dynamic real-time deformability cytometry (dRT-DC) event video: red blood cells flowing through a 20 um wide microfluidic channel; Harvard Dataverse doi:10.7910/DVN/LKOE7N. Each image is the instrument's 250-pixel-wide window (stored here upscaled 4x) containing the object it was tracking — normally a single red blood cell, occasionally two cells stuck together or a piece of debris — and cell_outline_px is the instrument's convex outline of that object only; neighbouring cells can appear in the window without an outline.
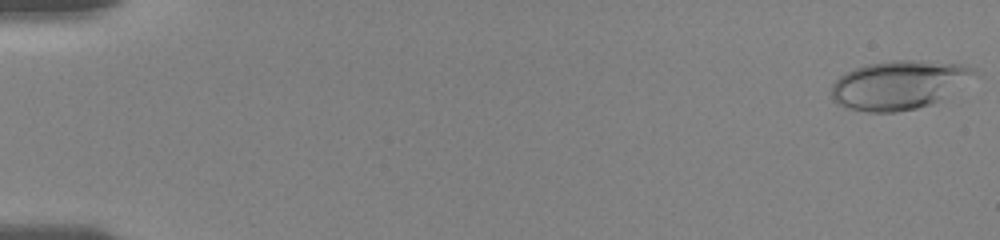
{"species": "human", "species_latin": "Homo sapiens", "temperature_condition": "room temperature", "stored_images_in_passage": 65, "camera_frame_rate_fps": 3000, "um_per_image_px": 0.085, "donor": {"sex": "female"}, "frame": {"image": 1, "passage_image": 1, "time_ms": 0.0, "image_size_px": [1000, 240], "cell_outline_px": [[980, 76], [936, 100], [928, 104], [916, 108], [896, 112], [868, 112], [844, 108], [836, 104], [832, 100], [832, 84], [840, 76], [856, 68], [868, 64], [892, 60], [912, 60], [960, 64], [976, 68]], "centroid_in_image_um": [76.41, 7.21], "position_along_channel_um": 8.6, "area_um2": 40.46}}
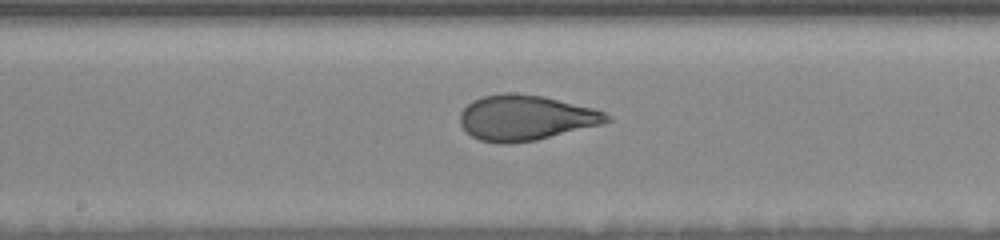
{"frame": {"image": 2, "passage_image": 39, "time_ms": 9.667, "image_size_px": [1000, 240], "cell_outline_px": [[612, 120], [600, 124], [536, 140], [504, 144], [500, 144], [480, 140], [472, 136], [460, 124], [460, 112], [472, 100], [484, 96], [504, 92], [512, 92], [544, 96], [592, 108], [604, 112], [612, 116]], "centroid_in_image_um": [44.66, 10.0], "position_along_channel_um": 203.5, "area_um2": 38.55}}
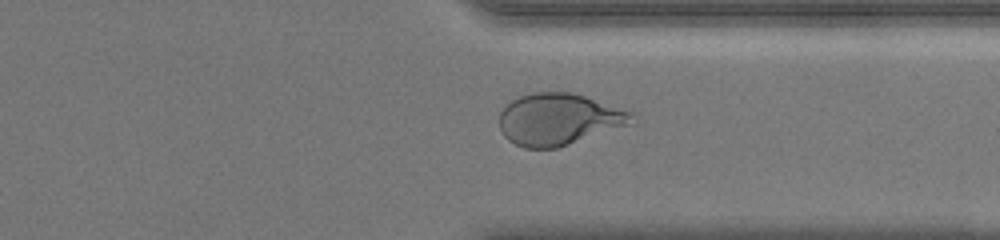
{"frame": {"image": 3, "passage_image": 52, "time_ms": 14.0, "image_size_px": [1000, 240], "cell_outline_px": [[636, 124], [556, 148], [524, 148], [508, 140], [504, 136], [500, 128], [500, 112], [512, 100], [520, 96], [532, 92], [568, 92], [584, 96], [636, 112]], "centroid_in_image_um": [47.59, 10.14], "position_along_channel_um": 363.8, "area_um2": 40.4}, "authors_computed_cell_mechanics": {"area_um2": 38.6682, "velocity_mm_per_s": 3.7078, "shape_relaxation_time_tau1_ms": 4.7701, "shape_relaxation_time_tau2_ms": 0.7508, "deformation_change_tau1": 0.1891, "deformation_change_tau2": 0.0798}}